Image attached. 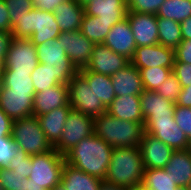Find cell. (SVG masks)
I'll use <instances>...</instances> for the list:
<instances>
[{"instance_id":"cell-1","label":"cell","mask_w":191,"mask_h":190,"mask_svg":"<svg viewBox=\"0 0 191 190\" xmlns=\"http://www.w3.org/2000/svg\"><path fill=\"white\" fill-rule=\"evenodd\" d=\"M113 147L95 133L82 139L65 155V162L89 175L105 179Z\"/></svg>"},{"instance_id":"cell-2","label":"cell","mask_w":191,"mask_h":190,"mask_svg":"<svg viewBox=\"0 0 191 190\" xmlns=\"http://www.w3.org/2000/svg\"><path fill=\"white\" fill-rule=\"evenodd\" d=\"M144 172L139 147H115L104 181L123 188L138 187L142 184Z\"/></svg>"},{"instance_id":"cell-3","label":"cell","mask_w":191,"mask_h":190,"mask_svg":"<svg viewBox=\"0 0 191 190\" xmlns=\"http://www.w3.org/2000/svg\"><path fill=\"white\" fill-rule=\"evenodd\" d=\"M94 133L107 144L115 147H139L144 129V122L121 120L104 112L94 117Z\"/></svg>"},{"instance_id":"cell-4","label":"cell","mask_w":191,"mask_h":190,"mask_svg":"<svg viewBox=\"0 0 191 190\" xmlns=\"http://www.w3.org/2000/svg\"><path fill=\"white\" fill-rule=\"evenodd\" d=\"M11 34L13 38L30 39L36 46L47 40L58 38L61 30L53 12H46L33 7L12 28Z\"/></svg>"},{"instance_id":"cell-5","label":"cell","mask_w":191,"mask_h":190,"mask_svg":"<svg viewBox=\"0 0 191 190\" xmlns=\"http://www.w3.org/2000/svg\"><path fill=\"white\" fill-rule=\"evenodd\" d=\"M11 138L16 148L29 155L48 153L53 149L34 115L13 121Z\"/></svg>"},{"instance_id":"cell-6","label":"cell","mask_w":191,"mask_h":190,"mask_svg":"<svg viewBox=\"0 0 191 190\" xmlns=\"http://www.w3.org/2000/svg\"><path fill=\"white\" fill-rule=\"evenodd\" d=\"M36 52L38 62L45 64V67H48L62 84L68 85L69 81L78 72L62 44H59L58 38L36 45Z\"/></svg>"},{"instance_id":"cell-7","label":"cell","mask_w":191,"mask_h":190,"mask_svg":"<svg viewBox=\"0 0 191 190\" xmlns=\"http://www.w3.org/2000/svg\"><path fill=\"white\" fill-rule=\"evenodd\" d=\"M31 173L29 179L46 190H52L61 182L65 165L64 156L54 148L43 154L31 155Z\"/></svg>"},{"instance_id":"cell-8","label":"cell","mask_w":191,"mask_h":190,"mask_svg":"<svg viewBox=\"0 0 191 190\" xmlns=\"http://www.w3.org/2000/svg\"><path fill=\"white\" fill-rule=\"evenodd\" d=\"M69 104L73 110L88 115L99 116L107 111L100 99L91 90L88 81L77 72L68 83Z\"/></svg>"},{"instance_id":"cell-9","label":"cell","mask_w":191,"mask_h":190,"mask_svg":"<svg viewBox=\"0 0 191 190\" xmlns=\"http://www.w3.org/2000/svg\"><path fill=\"white\" fill-rule=\"evenodd\" d=\"M93 124V116H88L78 112L77 110L71 109L67 116L62 136L53 148L64 156L82 139L89 137L94 133Z\"/></svg>"},{"instance_id":"cell-10","label":"cell","mask_w":191,"mask_h":190,"mask_svg":"<svg viewBox=\"0 0 191 190\" xmlns=\"http://www.w3.org/2000/svg\"><path fill=\"white\" fill-rule=\"evenodd\" d=\"M36 46L30 39L13 38L5 55L4 72L32 73L38 65Z\"/></svg>"},{"instance_id":"cell-11","label":"cell","mask_w":191,"mask_h":190,"mask_svg":"<svg viewBox=\"0 0 191 190\" xmlns=\"http://www.w3.org/2000/svg\"><path fill=\"white\" fill-rule=\"evenodd\" d=\"M145 132L161 140L173 150H185L189 148L190 140L178 127L174 117L162 116L150 118L144 124Z\"/></svg>"},{"instance_id":"cell-12","label":"cell","mask_w":191,"mask_h":190,"mask_svg":"<svg viewBox=\"0 0 191 190\" xmlns=\"http://www.w3.org/2000/svg\"><path fill=\"white\" fill-rule=\"evenodd\" d=\"M130 63V60L113 52L103 43L95 44L91 58L85 68L78 71H93L95 73L111 76Z\"/></svg>"},{"instance_id":"cell-13","label":"cell","mask_w":191,"mask_h":190,"mask_svg":"<svg viewBox=\"0 0 191 190\" xmlns=\"http://www.w3.org/2000/svg\"><path fill=\"white\" fill-rule=\"evenodd\" d=\"M58 42L62 44L67 56L77 70L85 68L91 58L94 42L90 41L80 30L61 32Z\"/></svg>"},{"instance_id":"cell-14","label":"cell","mask_w":191,"mask_h":190,"mask_svg":"<svg viewBox=\"0 0 191 190\" xmlns=\"http://www.w3.org/2000/svg\"><path fill=\"white\" fill-rule=\"evenodd\" d=\"M175 49L155 44L136 47L130 62L138 69L163 67L173 68Z\"/></svg>"},{"instance_id":"cell-15","label":"cell","mask_w":191,"mask_h":190,"mask_svg":"<svg viewBox=\"0 0 191 190\" xmlns=\"http://www.w3.org/2000/svg\"><path fill=\"white\" fill-rule=\"evenodd\" d=\"M35 92L9 91L2 85L0 108L13 121L33 115Z\"/></svg>"},{"instance_id":"cell-16","label":"cell","mask_w":191,"mask_h":190,"mask_svg":"<svg viewBox=\"0 0 191 190\" xmlns=\"http://www.w3.org/2000/svg\"><path fill=\"white\" fill-rule=\"evenodd\" d=\"M126 17L137 47L159 44L156 14L127 12Z\"/></svg>"},{"instance_id":"cell-17","label":"cell","mask_w":191,"mask_h":190,"mask_svg":"<svg viewBox=\"0 0 191 190\" xmlns=\"http://www.w3.org/2000/svg\"><path fill=\"white\" fill-rule=\"evenodd\" d=\"M145 169H162L170 160L173 149L156 137L143 133L139 145Z\"/></svg>"},{"instance_id":"cell-18","label":"cell","mask_w":191,"mask_h":190,"mask_svg":"<svg viewBox=\"0 0 191 190\" xmlns=\"http://www.w3.org/2000/svg\"><path fill=\"white\" fill-rule=\"evenodd\" d=\"M103 44L131 60L137 46L127 17L112 26Z\"/></svg>"},{"instance_id":"cell-19","label":"cell","mask_w":191,"mask_h":190,"mask_svg":"<svg viewBox=\"0 0 191 190\" xmlns=\"http://www.w3.org/2000/svg\"><path fill=\"white\" fill-rule=\"evenodd\" d=\"M63 106H70L66 84L61 83L34 94L33 115L36 117Z\"/></svg>"},{"instance_id":"cell-20","label":"cell","mask_w":191,"mask_h":190,"mask_svg":"<svg viewBox=\"0 0 191 190\" xmlns=\"http://www.w3.org/2000/svg\"><path fill=\"white\" fill-rule=\"evenodd\" d=\"M85 14L99 17L114 25L126 18L128 4L126 0H92L84 6Z\"/></svg>"},{"instance_id":"cell-21","label":"cell","mask_w":191,"mask_h":190,"mask_svg":"<svg viewBox=\"0 0 191 190\" xmlns=\"http://www.w3.org/2000/svg\"><path fill=\"white\" fill-rule=\"evenodd\" d=\"M116 96L140 95L144 91L140 70L131 62L117 73L111 75Z\"/></svg>"},{"instance_id":"cell-22","label":"cell","mask_w":191,"mask_h":190,"mask_svg":"<svg viewBox=\"0 0 191 190\" xmlns=\"http://www.w3.org/2000/svg\"><path fill=\"white\" fill-rule=\"evenodd\" d=\"M140 105L144 117V124L150 118L162 116L174 117L175 104L163 98L156 91H142L140 94Z\"/></svg>"},{"instance_id":"cell-23","label":"cell","mask_w":191,"mask_h":190,"mask_svg":"<svg viewBox=\"0 0 191 190\" xmlns=\"http://www.w3.org/2000/svg\"><path fill=\"white\" fill-rule=\"evenodd\" d=\"M61 32L80 30L85 10L76 0H67L59 4L53 11Z\"/></svg>"},{"instance_id":"cell-24","label":"cell","mask_w":191,"mask_h":190,"mask_svg":"<svg viewBox=\"0 0 191 190\" xmlns=\"http://www.w3.org/2000/svg\"><path fill=\"white\" fill-rule=\"evenodd\" d=\"M110 115L121 120L144 122L141 111L140 95L116 96L107 107Z\"/></svg>"},{"instance_id":"cell-25","label":"cell","mask_w":191,"mask_h":190,"mask_svg":"<svg viewBox=\"0 0 191 190\" xmlns=\"http://www.w3.org/2000/svg\"><path fill=\"white\" fill-rule=\"evenodd\" d=\"M71 109L70 106L58 107L37 117L46 139L53 147L59 142L62 136L65 122Z\"/></svg>"},{"instance_id":"cell-26","label":"cell","mask_w":191,"mask_h":190,"mask_svg":"<svg viewBox=\"0 0 191 190\" xmlns=\"http://www.w3.org/2000/svg\"><path fill=\"white\" fill-rule=\"evenodd\" d=\"M171 174L173 182L181 187H191V153L189 149L174 150L163 168Z\"/></svg>"},{"instance_id":"cell-27","label":"cell","mask_w":191,"mask_h":190,"mask_svg":"<svg viewBox=\"0 0 191 190\" xmlns=\"http://www.w3.org/2000/svg\"><path fill=\"white\" fill-rule=\"evenodd\" d=\"M103 181L65 162L60 183L65 190H99Z\"/></svg>"},{"instance_id":"cell-28","label":"cell","mask_w":191,"mask_h":190,"mask_svg":"<svg viewBox=\"0 0 191 190\" xmlns=\"http://www.w3.org/2000/svg\"><path fill=\"white\" fill-rule=\"evenodd\" d=\"M89 83L97 99H100L107 108L116 97L111 76L95 73L93 71H78Z\"/></svg>"},{"instance_id":"cell-29","label":"cell","mask_w":191,"mask_h":190,"mask_svg":"<svg viewBox=\"0 0 191 190\" xmlns=\"http://www.w3.org/2000/svg\"><path fill=\"white\" fill-rule=\"evenodd\" d=\"M113 25L99 17L84 15L80 32L95 44L103 43Z\"/></svg>"},{"instance_id":"cell-30","label":"cell","mask_w":191,"mask_h":190,"mask_svg":"<svg viewBox=\"0 0 191 190\" xmlns=\"http://www.w3.org/2000/svg\"><path fill=\"white\" fill-rule=\"evenodd\" d=\"M141 186L145 190H175L178 185L173 182L169 172L162 169H145Z\"/></svg>"},{"instance_id":"cell-31","label":"cell","mask_w":191,"mask_h":190,"mask_svg":"<svg viewBox=\"0 0 191 190\" xmlns=\"http://www.w3.org/2000/svg\"><path fill=\"white\" fill-rule=\"evenodd\" d=\"M156 16L181 23L191 16V0H165Z\"/></svg>"},{"instance_id":"cell-32","label":"cell","mask_w":191,"mask_h":190,"mask_svg":"<svg viewBox=\"0 0 191 190\" xmlns=\"http://www.w3.org/2000/svg\"><path fill=\"white\" fill-rule=\"evenodd\" d=\"M159 44L175 49L182 39L180 23L157 17Z\"/></svg>"},{"instance_id":"cell-33","label":"cell","mask_w":191,"mask_h":190,"mask_svg":"<svg viewBox=\"0 0 191 190\" xmlns=\"http://www.w3.org/2000/svg\"><path fill=\"white\" fill-rule=\"evenodd\" d=\"M172 69L163 67L140 69L144 89L157 91L161 84L171 75Z\"/></svg>"},{"instance_id":"cell-34","label":"cell","mask_w":191,"mask_h":190,"mask_svg":"<svg viewBox=\"0 0 191 190\" xmlns=\"http://www.w3.org/2000/svg\"><path fill=\"white\" fill-rule=\"evenodd\" d=\"M2 84L9 91L35 92L31 73L4 72L2 75Z\"/></svg>"},{"instance_id":"cell-35","label":"cell","mask_w":191,"mask_h":190,"mask_svg":"<svg viewBox=\"0 0 191 190\" xmlns=\"http://www.w3.org/2000/svg\"><path fill=\"white\" fill-rule=\"evenodd\" d=\"M32 82L34 85L35 93L42 92L47 88L61 84L53 72L45 67V64L38 63L34 71L31 73Z\"/></svg>"},{"instance_id":"cell-36","label":"cell","mask_w":191,"mask_h":190,"mask_svg":"<svg viewBox=\"0 0 191 190\" xmlns=\"http://www.w3.org/2000/svg\"><path fill=\"white\" fill-rule=\"evenodd\" d=\"M8 8L11 29L33 8L31 0H4Z\"/></svg>"},{"instance_id":"cell-37","label":"cell","mask_w":191,"mask_h":190,"mask_svg":"<svg viewBox=\"0 0 191 190\" xmlns=\"http://www.w3.org/2000/svg\"><path fill=\"white\" fill-rule=\"evenodd\" d=\"M31 155L24 150L16 149L14 157L7 164L9 170H13L14 173H18L22 177L28 178L31 173Z\"/></svg>"},{"instance_id":"cell-38","label":"cell","mask_w":191,"mask_h":190,"mask_svg":"<svg viewBox=\"0 0 191 190\" xmlns=\"http://www.w3.org/2000/svg\"><path fill=\"white\" fill-rule=\"evenodd\" d=\"M25 178L7 167H0V185L4 190H24Z\"/></svg>"},{"instance_id":"cell-39","label":"cell","mask_w":191,"mask_h":190,"mask_svg":"<svg viewBox=\"0 0 191 190\" xmlns=\"http://www.w3.org/2000/svg\"><path fill=\"white\" fill-rule=\"evenodd\" d=\"M181 90L182 86L180 85L179 80L173 73H171V75L161 84L156 92L163 98H166L176 104Z\"/></svg>"},{"instance_id":"cell-40","label":"cell","mask_w":191,"mask_h":190,"mask_svg":"<svg viewBox=\"0 0 191 190\" xmlns=\"http://www.w3.org/2000/svg\"><path fill=\"white\" fill-rule=\"evenodd\" d=\"M174 120L187 138L191 140V107L175 105Z\"/></svg>"},{"instance_id":"cell-41","label":"cell","mask_w":191,"mask_h":190,"mask_svg":"<svg viewBox=\"0 0 191 190\" xmlns=\"http://www.w3.org/2000/svg\"><path fill=\"white\" fill-rule=\"evenodd\" d=\"M165 0H131L127 12L156 14Z\"/></svg>"},{"instance_id":"cell-42","label":"cell","mask_w":191,"mask_h":190,"mask_svg":"<svg viewBox=\"0 0 191 190\" xmlns=\"http://www.w3.org/2000/svg\"><path fill=\"white\" fill-rule=\"evenodd\" d=\"M16 146L11 136H0V167H6L14 157Z\"/></svg>"},{"instance_id":"cell-43","label":"cell","mask_w":191,"mask_h":190,"mask_svg":"<svg viewBox=\"0 0 191 190\" xmlns=\"http://www.w3.org/2000/svg\"><path fill=\"white\" fill-rule=\"evenodd\" d=\"M172 73L177 77L182 87L191 86V64L174 62Z\"/></svg>"},{"instance_id":"cell-44","label":"cell","mask_w":191,"mask_h":190,"mask_svg":"<svg viewBox=\"0 0 191 190\" xmlns=\"http://www.w3.org/2000/svg\"><path fill=\"white\" fill-rule=\"evenodd\" d=\"M191 64V39H183L175 48V61Z\"/></svg>"},{"instance_id":"cell-45","label":"cell","mask_w":191,"mask_h":190,"mask_svg":"<svg viewBox=\"0 0 191 190\" xmlns=\"http://www.w3.org/2000/svg\"><path fill=\"white\" fill-rule=\"evenodd\" d=\"M12 39L13 36L11 32L0 31V77H2L6 69L5 55L9 49Z\"/></svg>"},{"instance_id":"cell-46","label":"cell","mask_w":191,"mask_h":190,"mask_svg":"<svg viewBox=\"0 0 191 190\" xmlns=\"http://www.w3.org/2000/svg\"><path fill=\"white\" fill-rule=\"evenodd\" d=\"M67 0H31L33 7L46 12H53L61 3Z\"/></svg>"},{"instance_id":"cell-47","label":"cell","mask_w":191,"mask_h":190,"mask_svg":"<svg viewBox=\"0 0 191 190\" xmlns=\"http://www.w3.org/2000/svg\"><path fill=\"white\" fill-rule=\"evenodd\" d=\"M0 31L11 32V22L9 20L8 8L4 0H0Z\"/></svg>"},{"instance_id":"cell-48","label":"cell","mask_w":191,"mask_h":190,"mask_svg":"<svg viewBox=\"0 0 191 190\" xmlns=\"http://www.w3.org/2000/svg\"><path fill=\"white\" fill-rule=\"evenodd\" d=\"M13 120L0 108V136H11Z\"/></svg>"},{"instance_id":"cell-49","label":"cell","mask_w":191,"mask_h":190,"mask_svg":"<svg viewBox=\"0 0 191 190\" xmlns=\"http://www.w3.org/2000/svg\"><path fill=\"white\" fill-rule=\"evenodd\" d=\"M177 106L191 107V86L182 87L176 102Z\"/></svg>"},{"instance_id":"cell-50","label":"cell","mask_w":191,"mask_h":190,"mask_svg":"<svg viewBox=\"0 0 191 190\" xmlns=\"http://www.w3.org/2000/svg\"><path fill=\"white\" fill-rule=\"evenodd\" d=\"M182 39H191V16L180 23Z\"/></svg>"},{"instance_id":"cell-51","label":"cell","mask_w":191,"mask_h":190,"mask_svg":"<svg viewBox=\"0 0 191 190\" xmlns=\"http://www.w3.org/2000/svg\"><path fill=\"white\" fill-rule=\"evenodd\" d=\"M24 190H46L41 185H37L33 183V181L29 178L24 179Z\"/></svg>"},{"instance_id":"cell-52","label":"cell","mask_w":191,"mask_h":190,"mask_svg":"<svg viewBox=\"0 0 191 190\" xmlns=\"http://www.w3.org/2000/svg\"><path fill=\"white\" fill-rule=\"evenodd\" d=\"M99 190H125V188L103 181Z\"/></svg>"},{"instance_id":"cell-53","label":"cell","mask_w":191,"mask_h":190,"mask_svg":"<svg viewBox=\"0 0 191 190\" xmlns=\"http://www.w3.org/2000/svg\"><path fill=\"white\" fill-rule=\"evenodd\" d=\"M81 6H85L90 3L92 0H76Z\"/></svg>"},{"instance_id":"cell-54","label":"cell","mask_w":191,"mask_h":190,"mask_svg":"<svg viewBox=\"0 0 191 190\" xmlns=\"http://www.w3.org/2000/svg\"><path fill=\"white\" fill-rule=\"evenodd\" d=\"M125 190H145L142 186L125 188Z\"/></svg>"},{"instance_id":"cell-55","label":"cell","mask_w":191,"mask_h":190,"mask_svg":"<svg viewBox=\"0 0 191 190\" xmlns=\"http://www.w3.org/2000/svg\"><path fill=\"white\" fill-rule=\"evenodd\" d=\"M52 190H65L64 187L62 186V184H58L55 188H53Z\"/></svg>"},{"instance_id":"cell-56","label":"cell","mask_w":191,"mask_h":190,"mask_svg":"<svg viewBox=\"0 0 191 190\" xmlns=\"http://www.w3.org/2000/svg\"><path fill=\"white\" fill-rule=\"evenodd\" d=\"M175 190H191V187H181V186H178Z\"/></svg>"},{"instance_id":"cell-57","label":"cell","mask_w":191,"mask_h":190,"mask_svg":"<svg viewBox=\"0 0 191 190\" xmlns=\"http://www.w3.org/2000/svg\"><path fill=\"white\" fill-rule=\"evenodd\" d=\"M2 77H0V93H1V89H2Z\"/></svg>"},{"instance_id":"cell-58","label":"cell","mask_w":191,"mask_h":190,"mask_svg":"<svg viewBox=\"0 0 191 190\" xmlns=\"http://www.w3.org/2000/svg\"><path fill=\"white\" fill-rule=\"evenodd\" d=\"M189 151H190V153H191V140H190V142H189Z\"/></svg>"}]
</instances>
